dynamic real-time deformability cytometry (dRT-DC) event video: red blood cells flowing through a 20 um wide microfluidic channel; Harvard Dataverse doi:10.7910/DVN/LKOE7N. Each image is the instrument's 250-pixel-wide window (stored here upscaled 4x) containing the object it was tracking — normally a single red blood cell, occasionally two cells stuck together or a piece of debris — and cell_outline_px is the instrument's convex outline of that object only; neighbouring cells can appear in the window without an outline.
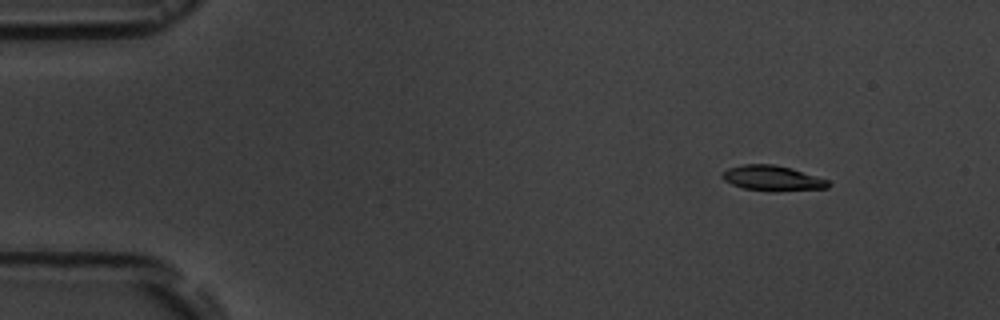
{"species": "common noctule bat (a hibernating species)", "species_latin": "Nyctalus noctula", "temperature_condition": "room temperature", "stored_images_in_passage": 5, "camera_frame_rate_fps": 3000, "um_per_image_px": 0.085, "animal": {"sex": "male", "body_mass_g": 19.5, "forearm_length_mm": 54.6}, "frame": {"image": 1, "passage_image": 2, "time_ms": 1.333, "image_size_px": [1000, 320], "cell_outline_px": [[832, 184], [828, 188], [776, 192], [772, 192], [744, 188], [732, 184], [724, 180], [720, 176], [728, 168], [744, 164], [772, 164], [792, 168], [828, 180]], "centroid_in_image_um": [65.69, 15.16], "position_along_channel_um": 19.3, "area_um2": 15.72}}
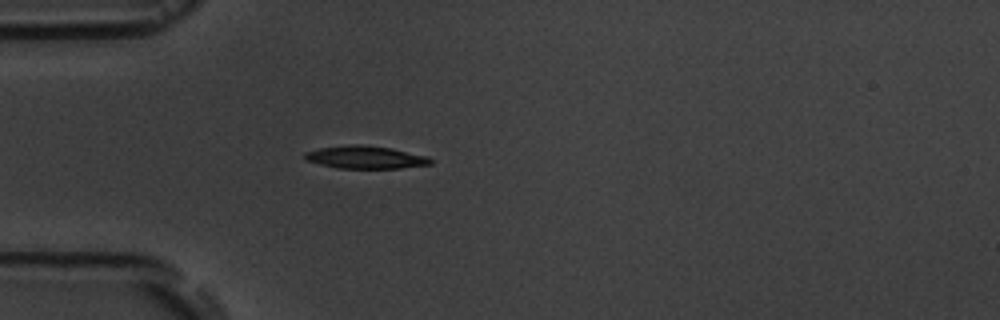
{"frame": {"image": 2, "passage_image": 5, "time_ms": 4.667, "image_size_px": [1000, 320], "cell_outline_px": [[432, 164], [400, 168], [336, 168], [304, 160], [304, 152], [320, 148], [348, 144], [364, 144], [392, 148], [428, 156], [432, 160]], "centroid_in_image_um": [31.05, 13.36], "position_along_channel_um": 53.9, "area_um2": 16.82}}